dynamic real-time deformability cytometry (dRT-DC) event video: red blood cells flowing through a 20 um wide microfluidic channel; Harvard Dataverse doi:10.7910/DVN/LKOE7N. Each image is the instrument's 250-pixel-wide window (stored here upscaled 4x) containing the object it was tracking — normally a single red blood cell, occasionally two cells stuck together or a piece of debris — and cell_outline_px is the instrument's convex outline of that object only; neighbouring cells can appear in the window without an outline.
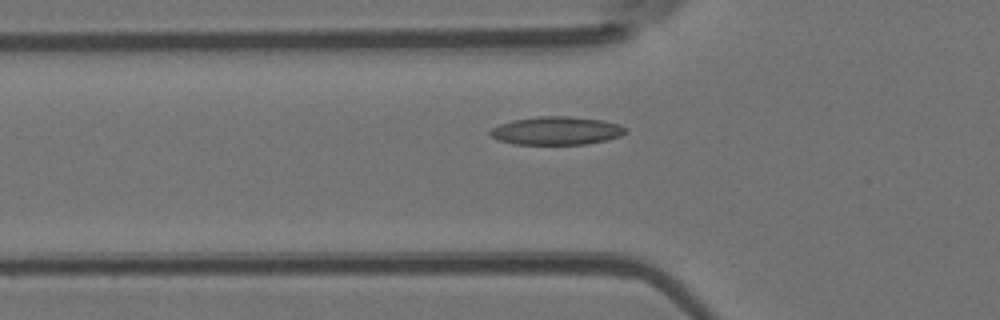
{"species": "Egyptian fruit bat (a non-hibernating species)", "species_latin": "Rousettus aegyptiacus", "temperature_condition": "room temperature", "stored_images_in_passage": 46, "camera_frame_rate_fps": 3000, "um_per_image_px": 0.085, "animal": {"sex": "female"}, "frame": {"image": 1, "passage_image": 14, "time_ms": 4.333, "image_size_px": [1000, 320], "cell_outline_px": [[628, 132], [620, 136], [608, 140], [584, 144], [512, 144], [496, 140], [488, 132], [492, 128], [500, 124], [512, 120], [536, 116], [568, 116], [604, 120], [620, 124], [628, 128]], "centroid_in_image_um": [47.32, 11.11], "position_along_channel_um": 78.5, "area_um2": 22.54}}
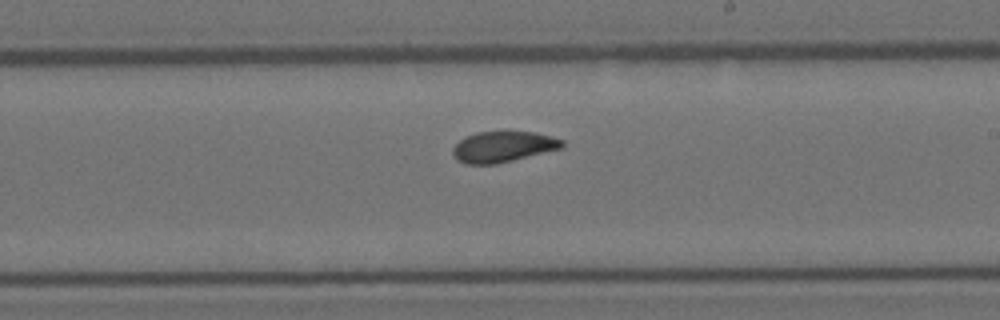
{"frame": {"image": 2, "passage_image": 27, "time_ms": 8.667, "image_size_px": [1000, 320], "cell_outline_px": [[564, 148], [496, 164], [464, 164], [456, 160], [452, 152], [452, 148], [464, 136], [476, 132], [536, 132], [552, 136], [564, 140]], "centroid_in_image_um": [42.77, 12.47], "position_along_channel_um": 246.2, "area_um2": 19.83}}
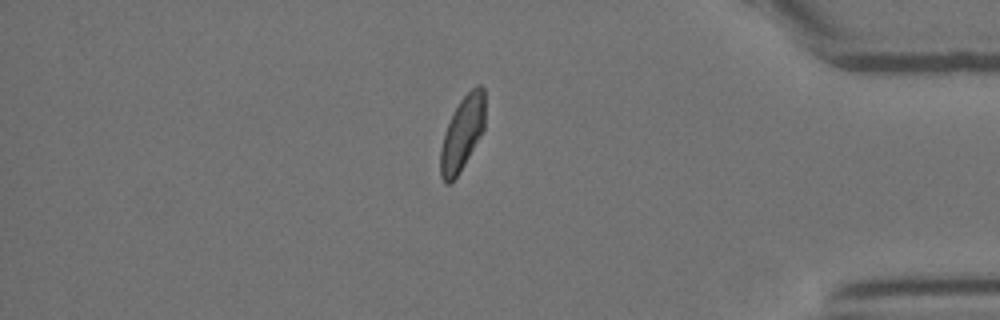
{"frame": {"image": 3, "passage_image": 41, "time_ms": 13.333, "image_size_px": [1000, 320], "cell_outline_px": [[484, 128], [480, 136], [464, 164], [456, 176], [448, 184], [444, 184], [440, 176], [440, 148], [444, 132], [452, 112], [460, 100], [476, 84], [480, 84], [484, 88]], "centroid_in_image_um": [39.27, 11.31], "position_along_channel_um": 395.9, "area_um2": 19.13}, "authors_computed_cell_mechanics": {"area_um2": 20.0566, "velocity_mm_per_s": 3.8612, "shape_relaxation_time_tau1_ms": 4.7195, "shape_relaxation_time_tau2_ms": 1.5559, "deformation_change_tau1": 0.142, "deformation_change_tau2": 0.0618}}